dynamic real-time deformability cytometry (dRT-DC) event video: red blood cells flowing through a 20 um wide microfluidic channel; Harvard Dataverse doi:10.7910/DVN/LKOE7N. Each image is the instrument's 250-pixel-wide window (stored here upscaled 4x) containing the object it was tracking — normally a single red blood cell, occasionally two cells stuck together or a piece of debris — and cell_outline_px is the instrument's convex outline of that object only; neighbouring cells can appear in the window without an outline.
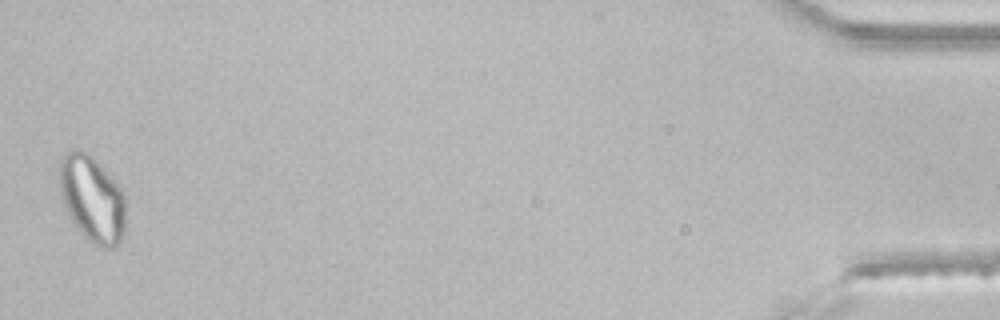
{"species": "common noctule bat (a hibernating species)", "species_latin": "Nyctalus noctula", "temperature_condition": "room temperature", "stored_images_in_passage": 38, "segment_of_instrument_passage": [2, 2], "camera_frame_rate_fps": 3000, "um_per_image_px": 0.085, "animal": {"sex": "male", "body_mass_g": 21.5, "forearm_length_mm": 52.0}, "frame": {"image": 1, "passage_image": 38, "time_ms": 12.333, "image_size_px": [1000, 320], "cell_outline_px": [[124, 232], [116, 248], [96, 248], [76, 228], [64, 204], [60, 192], [60, 160], [72, 148], [84, 152], [92, 156], [104, 168], [124, 192]], "centroid_in_image_um": [7.84, 16.94], "position_along_channel_um": 427.4, "area_um2": 33.23}}